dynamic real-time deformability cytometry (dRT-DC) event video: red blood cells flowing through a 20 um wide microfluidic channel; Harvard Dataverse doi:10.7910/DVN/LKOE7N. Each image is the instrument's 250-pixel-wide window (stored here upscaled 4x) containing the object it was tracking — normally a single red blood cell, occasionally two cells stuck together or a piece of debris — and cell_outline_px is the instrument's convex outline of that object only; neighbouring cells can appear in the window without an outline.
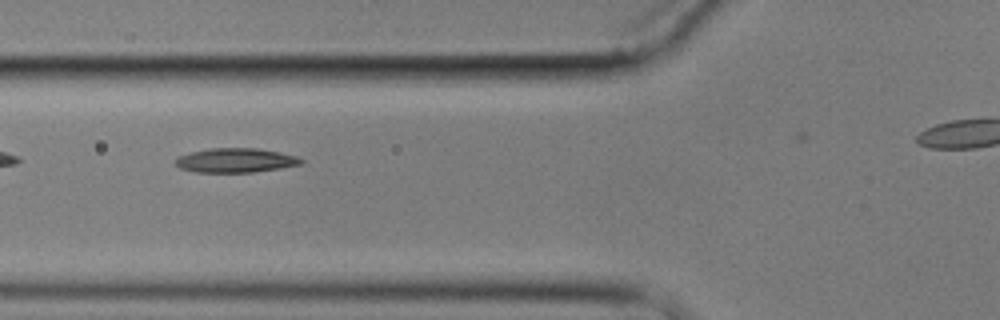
{"species": "common noctule bat (a hibernating species)", "species_latin": "Nyctalus noctula", "temperature_condition": "cold", "stored_images_in_passage": 4, "camera_frame_rate_fps": 3000, "um_per_image_px": 0.085, "animal": {"sex": "male", "body_mass_g": 17.9}, "frame": {"image": 1, "passage_image": 3, "time_ms": 2.333, "image_size_px": [1000, 320], "cell_outline_px": [[304, 164], [280, 168], [252, 172], [196, 172], [180, 168], [176, 164], [176, 156], [192, 152], [212, 148], [256, 148], [280, 152], [296, 156], [304, 160]], "centroid_in_image_um": [20.05, 13.63], "position_along_channel_um": 105.7, "area_um2": 17.74}}